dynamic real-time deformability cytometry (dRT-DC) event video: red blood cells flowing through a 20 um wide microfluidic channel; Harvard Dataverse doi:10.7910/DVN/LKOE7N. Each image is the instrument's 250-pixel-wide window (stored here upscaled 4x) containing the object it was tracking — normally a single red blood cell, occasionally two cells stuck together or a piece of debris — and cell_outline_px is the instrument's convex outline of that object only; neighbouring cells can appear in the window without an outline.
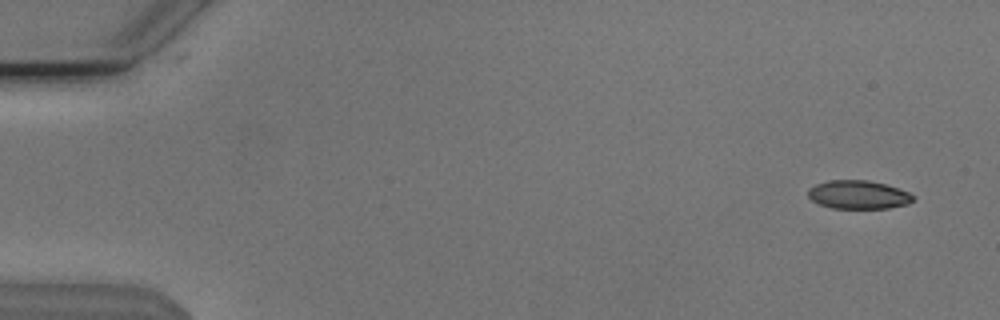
{"species": "Egyptian fruit bat (a non-hibernating species)", "species_latin": "Rousettus aegyptiacus", "temperature_condition": "cold", "stored_images_in_passage": 52, "camera_frame_rate_fps": 3000, "um_per_image_px": 0.085, "animal": {"sex": "male"}, "frame": {"image": 1, "passage_image": 1, "time_ms": 0.0, "image_size_px": [1000, 320], "cell_outline_px": [[916, 196], [908, 204], [888, 208], [832, 208], [820, 204], [812, 200], [808, 196], [808, 188], [816, 184], [828, 180], [868, 180], [884, 184], [908, 192]], "centroid_in_image_um": [72.94, 16.55], "position_along_channel_um": 12.1, "area_um2": 17.34}}
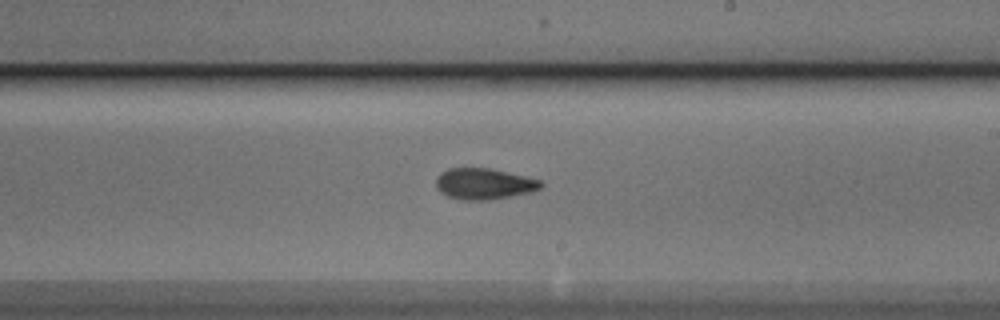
{"frame": {"image": 2, "passage_image": 30, "time_ms": 9.667, "image_size_px": [1000, 320], "cell_outline_px": [[544, 184], [540, 188], [532, 192], [488, 200], [460, 200], [448, 196], [440, 192], [436, 188], [436, 176], [440, 172], [448, 168], [488, 168], [524, 176], [540, 180]], "centroid_in_image_um": [41.1, 15.63], "position_along_channel_um": 247.9, "area_um2": 19.02}}
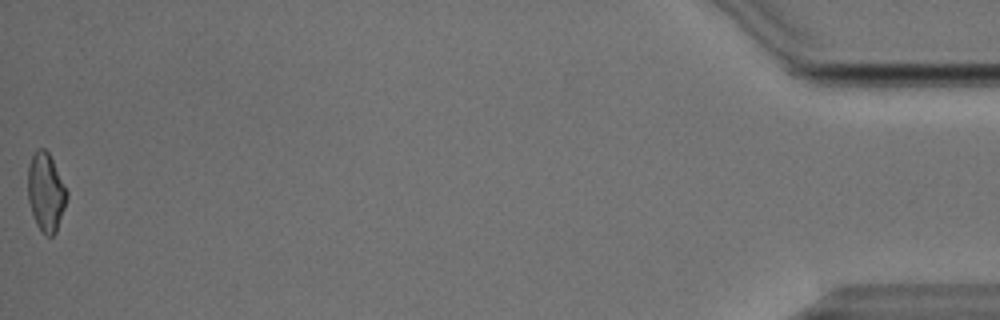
{"frame": {"image": 3, "passage_image": 52, "time_ms": 17.0, "image_size_px": [1000, 320], "cell_outline_px": [[68, 196], [56, 232], [52, 236], [44, 236], [36, 224], [28, 200], [28, 164], [36, 148], [44, 148], [48, 152], [68, 192]], "centroid_in_image_um": [3.89, 16.34], "position_along_channel_um": 431.3, "area_um2": 17.74}, "authors_computed_cell_mechanics": {"area_um2": 18.3226, "velocity_mm_per_s": 3.8147, "shape_relaxation_time_tau1_ms": 3.9575, "shape_relaxation_time_tau2_ms": 2.3785, "deformation_change_tau1": 0.148, "deformation_change_tau2": 0.0995}}